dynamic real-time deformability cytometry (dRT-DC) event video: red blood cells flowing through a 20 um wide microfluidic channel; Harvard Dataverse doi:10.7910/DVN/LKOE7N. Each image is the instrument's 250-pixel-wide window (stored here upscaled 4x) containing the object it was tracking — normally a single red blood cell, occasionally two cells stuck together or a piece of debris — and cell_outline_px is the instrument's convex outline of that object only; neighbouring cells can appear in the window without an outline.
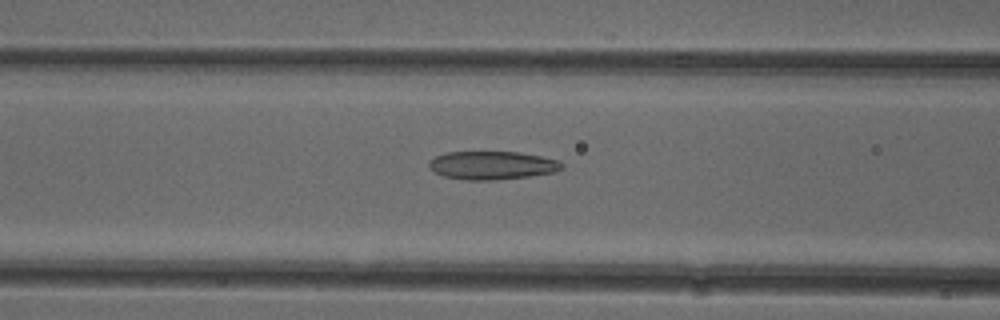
{"species": "common noctule bat (a hibernating species)", "species_latin": "Nyctalus noctula", "temperature_condition": "cold", "stored_images_in_passage": 53, "camera_frame_rate_fps": 3000, "um_per_image_px": 0.085, "animal": {"sex": "female"}, "frame": {"image": 1, "passage_image": 21, "time_ms": 6.667, "image_size_px": [1000, 320], "cell_outline_px": [[564, 168], [556, 172], [528, 176], [496, 180], [468, 180], [444, 176], [428, 168], [428, 160], [436, 156], [448, 152], [520, 152], [560, 160], [564, 164]], "centroid_in_image_um": [41.86, 14.05], "position_along_channel_um": 124.7, "area_um2": 22.02}}
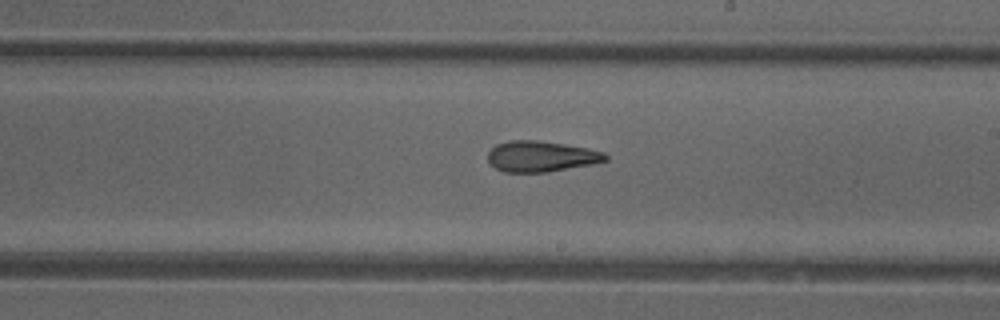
{"frame": {"image": 2, "passage_image": 30, "time_ms": 9.667, "image_size_px": [1000, 320], "cell_outline_px": [[608, 160], [592, 164], [548, 172], [504, 172], [496, 168], [488, 160], [488, 152], [496, 144], [508, 140], [536, 140], [564, 144], [588, 148], [604, 152], [608, 156]], "centroid_in_image_um": [46.0, 13.29], "position_along_channel_um": 243.0, "area_um2": 21.1}}
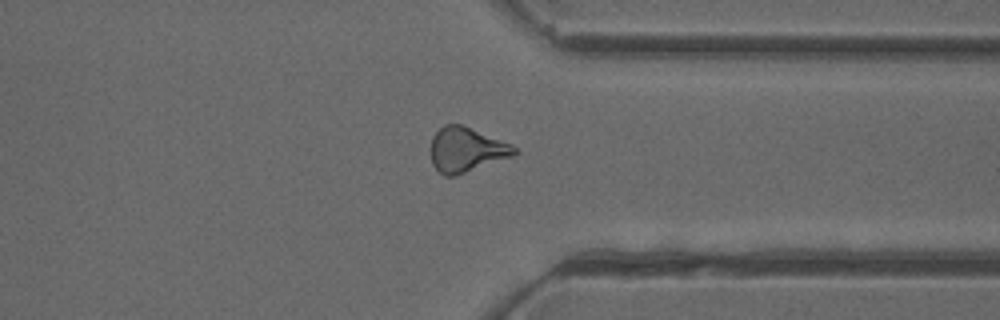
{"frame": {"image": 3, "passage_image": 40, "time_ms": 13.0, "image_size_px": [1000, 320], "cell_outline_px": [[520, 152], [512, 156], [456, 176], [444, 176], [432, 164], [428, 148], [432, 136], [444, 124], [460, 124], [512, 144]], "centroid_in_image_um": [39.59, 12.73], "position_along_channel_um": 371.8, "area_um2": 21.96}}